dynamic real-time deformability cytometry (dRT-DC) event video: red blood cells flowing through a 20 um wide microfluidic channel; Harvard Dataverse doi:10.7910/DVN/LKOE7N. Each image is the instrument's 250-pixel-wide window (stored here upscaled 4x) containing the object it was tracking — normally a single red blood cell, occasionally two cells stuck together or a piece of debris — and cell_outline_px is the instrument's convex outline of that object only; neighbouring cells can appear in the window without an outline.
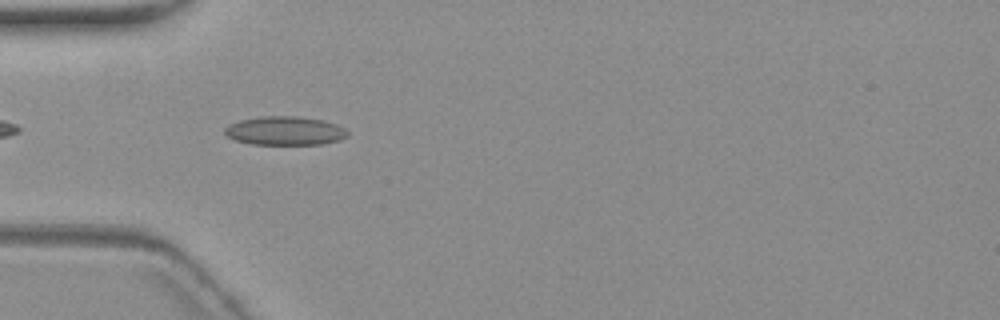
{"species": "common noctule bat (a hibernating species)", "species_latin": "Nyctalus noctula", "temperature_condition": "warm", "stored_images_in_passage": 11, "camera_frame_rate_fps": 3000, "um_per_image_px": 0.085, "animal": {"sex": "female", "body_mass_g": 19.3, "forearm_length_mm": 54.1}, "frame": {"image": 1, "passage_image": 5, "time_ms": 5.667, "image_size_px": [1000, 320], "cell_outline_px": [[348, 136], [340, 140], [324, 144], [252, 144], [236, 140], [228, 136], [224, 132], [224, 128], [240, 120], [260, 116], [296, 116], [324, 120], [336, 124], [344, 128], [348, 132]], "centroid_in_image_um": [24.26, 11.11], "position_along_channel_um": 60.7, "area_um2": 20.52}}
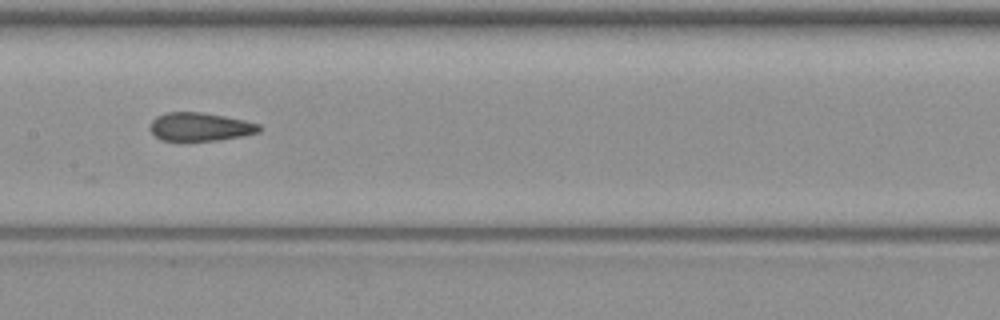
{"frame": {"image": 2, "passage_image": 8, "time_ms": 9.333, "image_size_px": [1000, 320], "cell_outline_px": [[264, 128], [260, 132], [244, 136], [220, 140], [184, 144], [180, 144], [160, 140], [148, 128], [152, 120], [156, 116], [168, 112], [200, 112], [224, 116], [244, 120], [260, 124]], "centroid_in_image_um": [16.99, 10.84], "position_along_channel_um": 190.4, "area_um2": 19.07}}
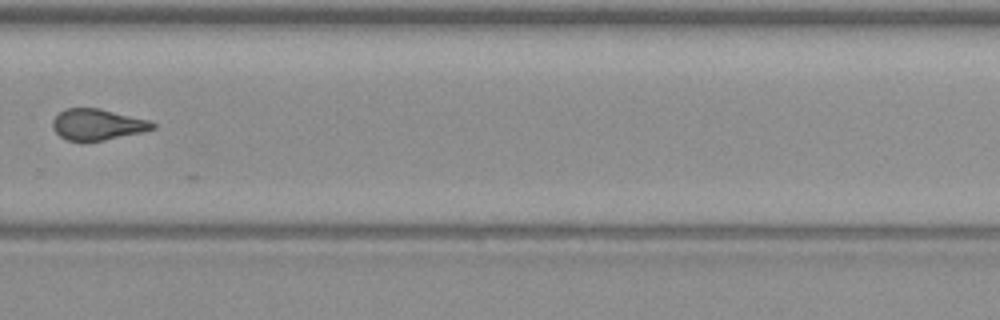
{"frame": {"image": 3, "passage_image": 11, "time_ms": 13.0, "image_size_px": [1000, 320], "cell_outline_px": [[156, 128], [144, 132], [84, 144], [80, 144], [68, 140], [60, 136], [52, 128], [52, 120], [64, 108], [100, 108], [148, 120], [156, 124]], "centroid_in_image_um": [8.26, 10.62], "position_along_channel_um": 321.5, "area_um2": 18.61}}